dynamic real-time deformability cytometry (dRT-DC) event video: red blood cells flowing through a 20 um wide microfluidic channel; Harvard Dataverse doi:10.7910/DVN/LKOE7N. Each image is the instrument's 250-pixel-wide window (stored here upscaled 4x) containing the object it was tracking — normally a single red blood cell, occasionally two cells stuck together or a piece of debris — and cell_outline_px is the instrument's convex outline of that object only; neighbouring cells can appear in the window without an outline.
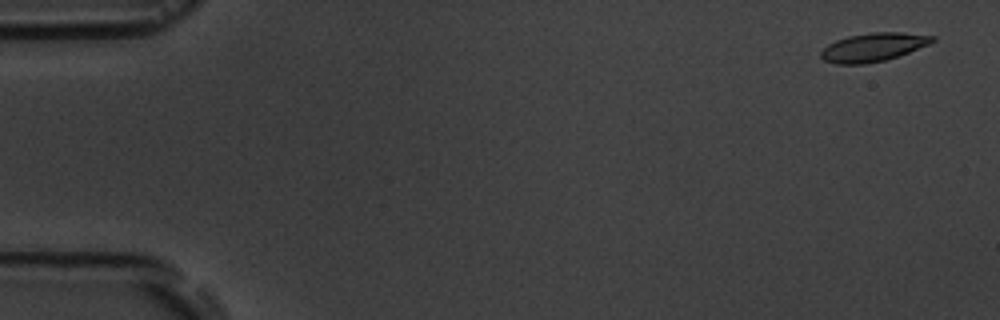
{"species": "common noctule bat (a hibernating species)", "species_latin": "Nyctalus noctula", "temperature_condition": "room temperature", "stored_images_in_passage": 4, "camera_frame_rate_fps": 3000, "um_per_image_px": 0.085, "animal": {"sex": "male", "body_mass_g": 19.5, "forearm_length_mm": 54.6}, "frame": {"image": 1, "passage_image": 1, "time_ms": 0.0, "image_size_px": [1000, 320], "cell_outline_px": [[936, 40], [928, 44], [908, 52], [884, 60], [864, 64], [836, 64], [824, 60], [820, 56], [820, 52], [828, 44], [836, 40], [848, 36], [872, 32], [900, 32], [936, 36]], "centroid_in_image_um": [74.2, 4.0], "position_along_channel_um": 10.8, "area_um2": 18.32}}